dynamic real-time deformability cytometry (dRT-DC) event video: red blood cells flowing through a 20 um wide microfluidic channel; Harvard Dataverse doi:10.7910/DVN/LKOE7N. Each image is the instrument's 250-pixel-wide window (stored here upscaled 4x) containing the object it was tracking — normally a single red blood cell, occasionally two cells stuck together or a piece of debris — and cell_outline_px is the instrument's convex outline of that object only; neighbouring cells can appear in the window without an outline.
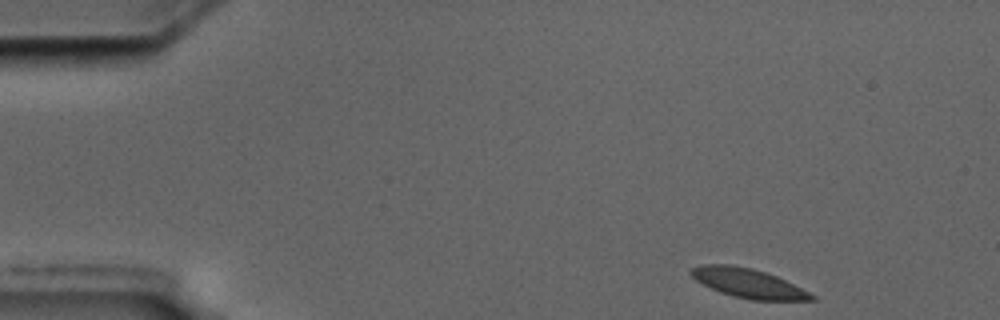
{"species": "common noctule bat (a hibernating species)", "species_latin": "Nyctalus noctula", "temperature_condition": "cold", "stored_images_in_passage": 52, "camera_frame_rate_fps": 3000, "um_per_image_px": 0.085, "animal": {"sex": "male", "body_mass_g": 17.5, "forearm_length_mm": 52.3}, "frame": {"image": 1, "passage_image": 1, "time_ms": 0.0, "image_size_px": [1000, 320], "cell_outline_px": [[816, 300], [752, 300], [732, 296], [720, 292], [696, 280], [688, 272], [692, 268], [700, 264], [732, 264], [752, 268], [776, 276], [816, 296]], "centroid_in_image_um": [63.56, 24.06], "position_along_channel_um": 21.4, "area_um2": 20.35}}
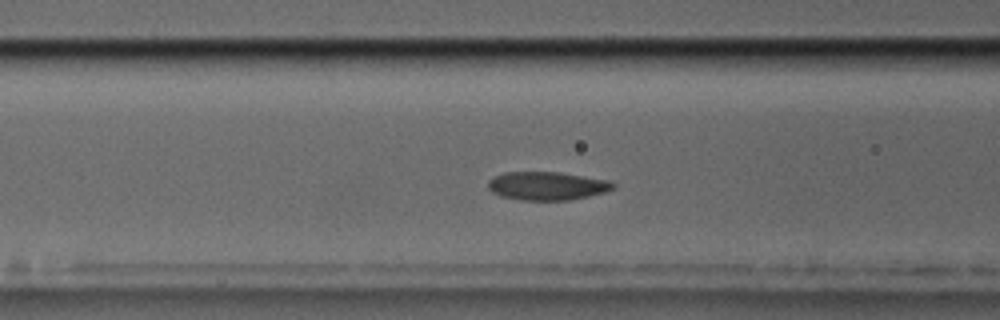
{"frame": {"image": 2, "passage_image": 17, "time_ms": 5.333, "image_size_px": [1000, 320], "cell_outline_px": [[616, 184], [612, 188], [604, 192], [588, 196], [568, 200], [520, 200], [500, 196], [492, 192], [488, 188], [488, 180], [492, 176], [504, 172], [560, 172], [612, 180]], "centroid_in_image_um": [46.48, 15.79], "position_along_channel_um": 120.1, "area_um2": 20.87}}
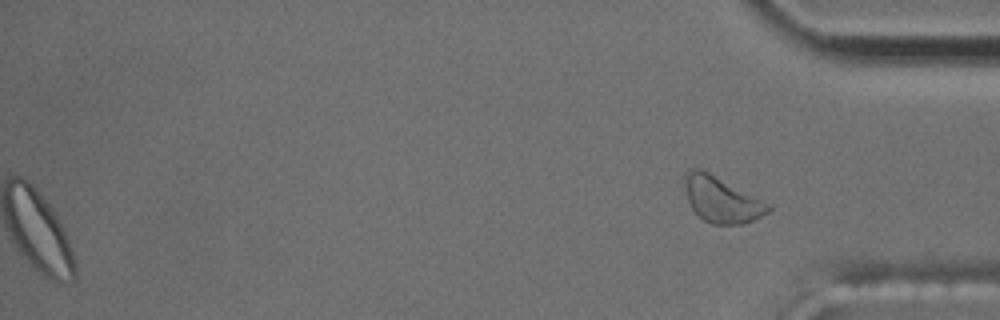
{"frame": {"image": 3, "passage_image": 52, "time_ms": 17.0, "image_size_px": [1000, 320], "cell_outline_px": [[772, 208], [768, 212], [744, 224], [712, 224], [704, 220], [692, 208], [688, 200], [684, 188], [684, 172], [692, 164], [772, 204]], "centroid_in_image_um": [61.3, 16.92], "position_along_channel_um": 373.9, "area_um2": 22.48}, "authors_computed_cell_mechanics": {"area_um2": 20.9814, "velocity_mm_per_s": 3.5107, "shape_relaxation_time_tau1_ms": 3.4917, "shape_relaxation_time_tau2_ms": 2.9229, "deformation_change_tau1": 0.0877, "deformation_change_tau2": 0.0481}}